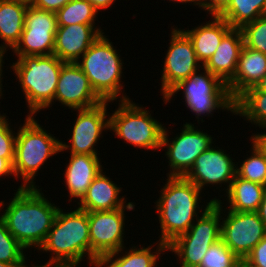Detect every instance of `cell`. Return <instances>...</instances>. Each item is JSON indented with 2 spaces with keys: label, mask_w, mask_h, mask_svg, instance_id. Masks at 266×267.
I'll return each instance as SVG.
<instances>
[{
  "label": "cell",
  "mask_w": 266,
  "mask_h": 267,
  "mask_svg": "<svg viewBox=\"0 0 266 267\" xmlns=\"http://www.w3.org/2000/svg\"><path fill=\"white\" fill-rule=\"evenodd\" d=\"M14 191L8 203L0 201V213L3 212L0 216L8 231L26 250L35 248L34 251H38L52 228L60 206L51 202L40 187L19 185Z\"/></svg>",
  "instance_id": "6da1fadb"
},
{
  "label": "cell",
  "mask_w": 266,
  "mask_h": 267,
  "mask_svg": "<svg viewBox=\"0 0 266 267\" xmlns=\"http://www.w3.org/2000/svg\"><path fill=\"white\" fill-rule=\"evenodd\" d=\"M160 187V196L153 201V208L157 211L156 218L160 224L158 231L160 230L161 235L157 241L167 246L175 238L186 233L213 201L208 196L209 202L201 206L205 193L185 177H167L164 185Z\"/></svg>",
  "instance_id": "7a4b0ae2"
},
{
  "label": "cell",
  "mask_w": 266,
  "mask_h": 267,
  "mask_svg": "<svg viewBox=\"0 0 266 267\" xmlns=\"http://www.w3.org/2000/svg\"><path fill=\"white\" fill-rule=\"evenodd\" d=\"M71 211L59 208L52 228L43 245L37 251L47 253L49 259L43 266H79L87 259L91 266V242L88 212L79 209ZM49 253V254H48Z\"/></svg>",
  "instance_id": "3957f363"
},
{
  "label": "cell",
  "mask_w": 266,
  "mask_h": 267,
  "mask_svg": "<svg viewBox=\"0 0 266 267\" xmlns=\"http://www.w3.org/2000/svg\"><path fill=\"white\" fill-rule=\"evenodd\" d=\"M106 35L101 34L76 64L85 73L92 89L102 101L114 103L129 100L122 81L126 68H123L121 50L114 48L113 42Z\"/></svg>",
  "instance_id": "277c9868"
},
{
  "label": "cell",
  "mask_w": 266,
  "mask_h": 267,
  "mask_svg": "<svg viewBox=\"0 0 266 267\" xmlns=\"http://www.w3.org/2000/svg\"><path fill=\"white\" fill-rule=\"evenodd\" d=\"M35 117L26 115L23 124L17 126L13 172L16 181L22 180V187H40L36 185L39 171L49 158L61 154V139L43 128Z\"/></svg>",
  "instance_id": "5b68a950"
},
{
  "label": "cell",
  "mask_w": 266,
  "mask_h": 267,
  "mask_svg": "<svg viewBox=\"0 0 266 267\" xmlns=\"http://www.w3.org/2000/svg\"><path fill=\"white\" fill-rule=\"evenodd\" d=\"M10 62V71L20 84L27 105V116H37L44 109H52L54 95L62 65L54 54L47 56H22Z\"/></svg>",
  "instance_id": "8992f818"
},
{
  "label": "cell",
  "mask_w": 266,
  "mask_h": 267,
  "mask_svg": "<svg viewBox=\"0 0 266 267\" xmlns=\"http://www.w3.org/2000/svg\"><path fill=\"white\" fill-rule=\"evenodd\" d=\"M202 70V71H201ZM201 71V72H200ZM182 94L185 106L190 110L197 124L205 122L203 117H212L216 110L226 111L234 115L235 101L231 98L227 85L217 76L210 73L204 66L182 80L162 98L163 104L171 103L175 94ZM201 122V123H200Z\"/></svg>",
  "instance_id": "52a82bcc"
},
{
  "label": "cell",
  "mask_w": 266,
  "mask_h": 267,
  "mask_svg": "<svg viewBox=\"0 0 266 267\" xmlns=\"http://www.w3.org/2000/svg\"><path fill=\"white\" fill-rule=\"evenodd\" d=\"M117 103V109L109 114V133L113 132L114 137L117 136L115 138H120L129 147L155 152L160 150L164 123L155 119L152 111L133 102V99Z\"/></svg>",
  "instance_id": "ba28073f"
},
{
  "label": "cell",
  "mask_w": 266,
  "mask_h": 267,
  "mask_svg": "<svg viewBox=\"0 0 266 267\" xmlns=\"http://www.w3.org/2000/svg\"><path fill=\"white\" fill-rule=\"evenodd\" d=\"M221 239V206L213 202L189 230L167 245L179 267H199L209 247Z\"/></svg>",
  "instance_id": "9c48e42d"
},
{
  "label": "cell",
  "mask_w": 266,
  "mask_h": 267,
  "mask_svg": "<svg viewBox=\"0 0 266 267\" xmlns=\"http://www.w3.org/2000/svg\"><path fill=\"white\" fill-rule=\"evenodd\" d=\"M196 123L185 122L181 132L176 133L175 136L171 131L164 127L162 135L161 149L165 151L164 155L168 160L167 177H185L193 167L196 158L199 157L205 150H207L214 142H216L213 135L208 134L198 126ZM169 133L172 135L170 138ZM174 136V138H173Z\"/></svg>",
  "instance_id": "30bf717a"
},
{
  "label": "cell",
  "mask_w": 266,
  "mask_h": 267,
  "mask_svg": "<svg viewBox=\"0 0 266 267\" xmlns=\"http://www.w3.org/2000/svg\"><path fill=\"white\" fill-rule=\"evenodd\" d=\"M110 103L103 101L94 107L71 110L72 113L77 112L76 118L69 133L71 136L67 135L69 141H61L60 153L70 150V154L99 156L100 152L95 147L98 146L100 138L103 139L102 134L109 132Z\"/></svg>",
  "instance_id": "8fae6325"
},
{
  "label": "cell",
  "mask_w": 266,
  "mask_h": 267,
  "mask_svg": "<svg viewBox=\"0 0 266 267\" xmlns=\"http://www.w3.org/2000/svg\"><path fill=\"white\" fill-rule=\"evenodd\" d=\"M266 236L257 212H236L221 206V240L243 262Z\"/></svg>",
  "instance_id": "7c38bea8"
},
{
  "label": "cell",
  "mask_w": 266,
  "mask_h": 267,
  "mask_svg": "<svg viewBox=\"0 0 266 267\" xmlns=\"http://www.w3.org/2000/svg\"><path fill=\"white\" fill-rule=\"evenodd\" d=\"M174 27V28H173ZM170 39L160 75V94L163 98L182 80L187 79L203 65L197 60L193 44L188 36L175 25L171 26Z\"/></svg>",
  "instance_id": "4fadbf2b"
},
{
  "label": "cell",
  "mask_w": 266,
  "mask_h": 267,
  "mask_svg": "<svg viewBox=\"0 0 266 267\" xmlns=\"http://www.w3.org/2000/svg\"><path fill=\"white\" fill-rule=\"evenodd\" d=\"M125 211H135V208L88 212L91 266L99 257L117 252L128 245L124 242V228L127 226Z\"/></svg>",
  "instance_id": "5bb4252c"
},
{
  "label": "cell",
  "mask_w": 266,
  "mask_h": 267,
  "mask_svg": "<svg viewBox=\"0 0 266 267\" xmlns=\"http://www.w3.org/2000/svg\"><path fill=\"white\" fill-rule=\"evenodd\" d=\"M56 29L55 12L28 5L20 41L11 53L16 58L52 55Z\"/></svg>",
  "instance_id": "9a60e30c"
},
{
  "label": "cell",
  "mask_w": 266,
  "mask_h": 267,
  "mask_svg": "<svg viewBox=\"0 0 266 267\" xmlns=\"http://www.w3.org/2000/svg\"><path fill=\"white\" fill-rule=\"evenodd\" d=\"M226 151L222 147L220 149L218 143H214L196 158L193 167L185 178L193 182L203 193L209 186V188L214 187V192L215 189H219L218 193L224 190L222 192L224 195L236 176V159ZM222 187H224L223 190Z\"/></svg>",
  "instance_id": "2e32d148"
},
{
  "label": "cell",
  "mask_w": 266,
  "mask_h": 267,
  "mask_svg": "<svg viewBox=\"0 0 266 267\" xmlns=\"http://www.w3.org/2000/svg\"><path fill=\"white\" fill-rule=\"evenodd\" d=\"M61 103L65 109H86L103 102L92 89L85 73L76 63L65 62L62 65L54 105Z\"/></svg>",
  "instance_id": "e0dca14e"
},
{
  "label": "cell",
  "mask_w": 266,
  "mask_h": 267,
  "mask_svg": "<svg viewBox=\"0 0 266 267\" xmlns=\"http://www.w3.org/2000/svg\"><path fill=\"white\" fill-rule=\"evenodd\" d=\"M99 24L57 26L53 54L61 61L76 63L104 32Z\"/></svg>",
  "instance_id": "ac0fdd59"
},
{
  "label": "cell",
  "mask_w": 266,
  "mask_h": 267,
  "mask_svg": "<svg viewBox=\"0 0 266 267\" xmlns=\"http://www.w3.org/2000/svg\"><path fill=\"white\" fill-rule=\"evenodd\" d=\"M101 170L88 187L86 194L76 203L79 209L87 212L109 211L119 208H135L136 203L128 202L122 194V187ZM122 196H121V195ZM128 202V203H126Z\"/></svg>",
  "instance_id": "d6986e66"
},
{
  "label": "cell",
  "mask_w": 266,
  "mask_h": 267,
  "mask_svg": "<svg viewBox=\"0 0 266 267\" xmlns=\"http://www.w3.org/2000/svg\"><path fill=\"white\" fill-rule=\"evenodd\" d=\"M66 162L68 163L62 175L68 191V202L76 199L74 202L78 203L86 194L93 179L105 168L99 156L87 154H70Z\"/></svg>",
  "instance_id": "ffe728a7"
},
{
  "label": "cell",
  "mask_w": 266,
  "mask_h": 267,
  "mask_svg": "<svg viewBox=\"0 0 266 267\" xmlns=\"http://www.w3.org/2000/svg\"><path fill=\"white\" fill-rule=\"evenodd\" d=\"M143 245L131 244L130 249L125 246L117 252L99 257L92 267H160L163 264L160 261L162 262L161 258L167 252V246L157 240L151 245L147 244L146 247L145 244Z\"/></svg>",
  "instance_id": "44dd1931"
},
{
  "label": "cell",
  "mask_w": 266,
  "mask_h": 267,
  "mask_svg": "<svg viewBox=\"0 0 266 267\" xmlns=\"http://www.w3.org/2000/svg\"><path fill=\"white\" fill-rule=\"evenodd\" d=\"M266 75V54L243 45L234 77L226 84L235 101L242 93L256 87Z\"/></svg>",
  "instance_id": "7402d4cb"
},
{
  "label": "cell",
  "mask_w": 266,
  "mask_h": 267,
  "mask_svg": "<svg viewBox=\"0 0 266 267\" xmlns=\"http://www.w3.org/2000/svg\"><path fill=\"white\" fill-rule=\"evenodd\" d=\"M209 21L197 26L181 29L191 40L197 60L204 65L215 53L223 37L232 27L217 15H211Z\"/></svg>",
  "instance_id": "603a6c76"
},
{
  "label": "cell",
  "mask_w": 266,
  "mask_h": 267,
  "mask_svg": "<svg viewBox=\"0 0 266 267\" xmlns=\"http://www.w3.org/2000/svg\"><path fill=\"white\" fill-rule=\"evenodd\" d=\"M240 28H232L222 39L215 53L203 65L210 73L227 84L235 75L243 47Z\"/></svg>",
  "instance_id": "cb8c5ba5"
},
{
  "label": "cell",
  "mask_w": 266,
  "mask_h": 267,
  "mask_svg": "<svg viewBox=\"0 0 266 267\" xmlns=\"http://www.w3.org/2000/svg\"><path fill=\"white\" fill-rule=\"evenodd\" d=\"M28 4L15 0H0V57L3 59V68L5 58L4 55L15 48L19 43L24 25L25 15Z\"/></svg>",
  "instance_id": "d4e9b609"
},
{
  "label": "cell",
  "mask_w": 266,
  "mask_h": 267,
  "mask_svg": "<svg viewBox=\"0 0 266 267\" xmlns=\"http://www.w3.org/2000/svg\"><path fill=\"white\" fill-rule=\"evenodd\" d=\"M265 187L236 175L228 191L224 194L225 196H218L220 198L215 196V198H212V201L217 202L220 206L226 207L231 211L257 212ZM224 197L227 198L221 200Z\"/></svg>",
  "instance_id": "484cf974"
},
{
  "label": "cell",
  "mask_w": 266,
  "mask_h": 267,
  "mask_svg": "<svg viewBox=\"0 0 266 267\" xmlns=\"http://www.w3.org/2000/svg\"><path fill=\"white\" fill-rule=\"evenodd\" d=\"M234 115L255 128L266 127V75L256 87L249 88L235 100Z\"/></svg>",
  "instance_id": "4316f807"
},
{
  "label": "cell",
  "mask_w": 266,
  "mask_h": 267,
  "mask_svg": "<svg viewBox=\"0 0 266 267\" xmlns=\"http://www.w3.org/2000/svg\"><path fill=\"white\" fill-rule=\"evenodd\" d=\"M266 14V0H230L218 15L232 28H241Z\"/></svg>",
  "instance_id": "83f0119b"
},
{
  "label": "cell",
  "mask_w": 266,
  "mask_h": 267,
  "mask_svg": "<svg viewBox=\"0 0 266 267\" xmlns=\"http://www.w3.org/2000/svg\"><path fill=\"white\" fill-rule=\"evenodd\" d=\"M248 139L251 142L250 151H247L249 156L247 154V157L243 156L244 160L236 162V175L266 186V155L252 139Z\"/></svg>",
  "instance_id": "f1b7e54d"
},
{
  "label": "cell",
  "mask_w": 266,
  "mask_h": 267,
  "mask_svg": "<svg viewBox=\"0 0 266 267\" xmlns=\"http://www.w3.org/2000/svg\"><path fill=\"white\" fill-rule=\"evenodd\" d=\"M98 13L88 0H71L56 12L57 26L96 24Z\"/></svg>",
  "instance_id": "f546056e"
},
{
  "label": "cell",
  "mask_w": 266,
  "mask_h": 267,
  "mask_svg": "<svg viewBox=\"0 0 266 267\" xmlns=\"http://www.w3.org/2000/svg\"><path fill=\"white\" fill-rule=\"evenodd\" d=\"M27 255L28 251L8 231L5 221L0 216V262L26 267L29 258Z\"/></svg>",
  "instance_id": "4dcf8cb0"
},
{
  "label": "cell",
  "mask_w": 266,
  "mask_h": 267,
  "mask_svg": "<svg viewBox=\"0 0 266 267\" xmlns=\"http://www.w3.org/2000/svg\"><path fill=\"white\" fill-rule=\"evenodd\" d=\"M242 261L220 239L211 245L199 267H237Z\"/></svg>",
  "instance_id": "1f68e13d"
},
{
  "label": "cell",
  "mask_w": 266,
  "mask_h": 267,
  "mask_svg": "<svg viewBox=\"0 0 266 267\" xmlns=\"http://www.w3.org/2000/svg\"><path fill=\"white\" fill-rule=\"evenodd\" d=\"M244 46L266 54V14L241 28Z\"/></svg>",
  "instance_id": "d6a6232c"
},
{
  "label": "cell",
  "mask_w": 266,
  "mask_h": 267,
  "mask_svg": "<svg viewBox=\"0 0 266 267\" xmlns=\"http://www.w3.org/2000/svg\"><path fill=\"white\" fill-rule=\"evenodd\" d=\"M9 121V116L0 111V157L6 158L12 165L15 158V143L17 131V125H14Z\"/></svg>",
  "instance_id": "836d02e7"
},
{
  "label": "cell",
  "mask_w": 266,
  "mask_h": 267,
  "mask_svg": "<svg viewBox=\"0 0 266 267\" xmlns=\"http://www.w3.org/2000/svg\"><path fill=\"white\" fill-rule=\"evenodd\" d=\"M242 263L244 267H266V236L256 244Z\"/></svg>",
  "instance_id": "e575fe53"
},
{
  "label": "cell",
  "mask_w": 266,
  "mask_h": 267,
  "mask_svg": "<svg viewBox=\"0 0 266 267\" xmlns=\"http://www.w3.org/2000/svg\"><path fill=\"white\" fill-rule=\"evenodd\" d=\"M230 0H201V9L208 15H219L228 5Z\"/></svg>",
  "instance_id": "d590c367"
},
{
  "label": "cell",
  "mask_w": 266,
  "mask_h": 267,
  "mask_svg": "<svg viewBox=\"0 0 266 267\" xmlns=\"http://www.w3.org/2000/svg\"><path fill=\"white\" fill-rule=\"evenodd\" d=\"M71 0H35L33 6L47 11L57 12Z\"/></svg>",
  "instance_id": "8d00e7d4"
},
{
  "label": "cell",
  "mask_w": 266,
  "mask_h": 267,
  "mask_svg": "<svg viewBox=\"0 0 266 267\" xmlns=\"http://www.w3.org/2000/svg\"><path fill=\"white\" fill-rule=\"evenodd\" d=\"M260 132L251 134L250 139L265 153L266 155V127H262Z\"/></svg>",
  "instance_id": "74e56055"
},
{
  "label": "cell",
  "mask_w": 266,
  "mask_h": 267,
  "mask_svg": "<svg viewBox=\"0 0 266 267\" xmlns=\"http://www.w3.org/2000/svg\"><path fill=\"white\" fill-rule=\"evenodd\" d=\"M13 177L15 179V175L13 172V165L3 157H0V178H5L6 177Z\"/></svg>",
  "instance_id": "f35d334b"
},
{
  "label": "cell",
  "mask_w": 266,
  "mask_h": 267,
  "mask_svg": "<svg viewBox=\"0 0 266 267\" xmlns=\"http://www.w3.org/2000/svg\"><path fill=\"white\" fill-rule=\"evenodd\" d=\"M98 12L109 10L118 0H88ZM103 10V11H102Z\"/></svg>",
  "instance_id": "ab89813d"
},
{
  "label": "cell",
  "mask_w": 266,
  "mask_h": 267,
  "mask_svg": "<svg viewBox=\"0 0 266 267\" xmlns=\"http://www.w3.org/2000/svg\"><path fill=\"white\" fill-rule=\"evenodd\" d=\"M257 213L261 218V220L264 222V225L266 226V187L264 189L262 201L261 204L259 205Z\"/></svg>",
  "instance_id": "60d3db41"
},
{
  "label": "cell",
  "mask_w": 266,
  "mask_h": 267,
  "mask_svg": "<svg viewBox=\"0 0 266 267\" xmlns=\"http://www.w3.org/2000/svg\"><path fill=\"white\" fill-rule=\"evenodd\" d=\"M173 2V4H175V6H176V3H177V5H178V3H179V5H181V3H182V5L184 4H187L188 3V5H191V6H195V7H197V8H201V0H168L167 2ZM164 2H165V0H164Z\"/></svg>",
  "instance_id": "b9f144b4"
},
{
  "label": "cell",
  "mask_w": 266,
  "mask_h": 267,
  "mask_svg": "<svg viewBox=\"0 0 266 267\" xmlns=\"http://www.w3.org/2000/svg\"><path fill=\"white\" fill-rule=\"evenodd\" d=\"M5 70L3 71V59L0 57V99L4 97V93L5 90H3L5 86H3V74H4Z\"/></svg>",
  "instance_id": "7bdbcfd3"
},
{
  "label": "cell",
  "mask_w": 266,
  "mask_h": 267,
  "mask_svg": "<svg viewBox=\"0 0 266 267\" xmlns=\"http://www.w3.org/2000/svg\"><path fill=\"white\" fill-rule=\"evenodd\" d=\"M0 267H17V266L13 265V264H7V263H4V262H0Z\"/></svg>",
  "instance_id": "ee69618b"
},
{
  "label": "cell",
  "mask_w": 266,
  "mask_h": 267,
  "mask_svg": "<svg viewBox=\"0 0 266 267\" xmlns=\"http://www.w3.org/2000/svg\"><path fill=\"white\" fill-rule=\"evenodd\" d=\"M15 1H19V2L26 3L28 5H32L35 0H15Z\"/></svg>",
  "instance_id": "f6af8a7d"
},
{
  "label": "cell",
  "mask_w": 266,
  "mask_h": 267,
  "mask_svg": "<svg viewBox=\"0 0 266 267\" xmlns=\"http://www.w3.org/2000/svg\"><path fill=\"white\" fill-rule=\"evenodd\" d=\"M31 262V264H29V265H31V266H29V265H27L26 267H44L43 265H38V264H35V263H32V261H30Z\"/></svg>",
  "instance_id": "bcb514c9"
},
{
  "label": "cell",
  "mask_w": 266,
  "mask_h": 267,
  "mask_svg": "<svg viewBox=\"0 0 266 267\" xmlns=\"http://www.w3.org/2000/svg\"><path fill=\"white\" fill-rule=\"evenodd\" d=\"M44 267H80V266H44Z\"/></svg>",
  "instance_id": "7dc6e473"
},
{
  "label": "cell",
  "mask_w": 266,
  "mask_h": 267,
  "mask_svg": "<svg viewBox=\"0 0 266 267\" xmlns=\"http://www.w3.org/2000/svg\"><path fill=\"white\" fill-rule=\"evenodd\" d=\"M237 267H244L243 263L241 262Z\"/></svg>",
  "instance_id": "c3c4849f"
}]
</instances>
